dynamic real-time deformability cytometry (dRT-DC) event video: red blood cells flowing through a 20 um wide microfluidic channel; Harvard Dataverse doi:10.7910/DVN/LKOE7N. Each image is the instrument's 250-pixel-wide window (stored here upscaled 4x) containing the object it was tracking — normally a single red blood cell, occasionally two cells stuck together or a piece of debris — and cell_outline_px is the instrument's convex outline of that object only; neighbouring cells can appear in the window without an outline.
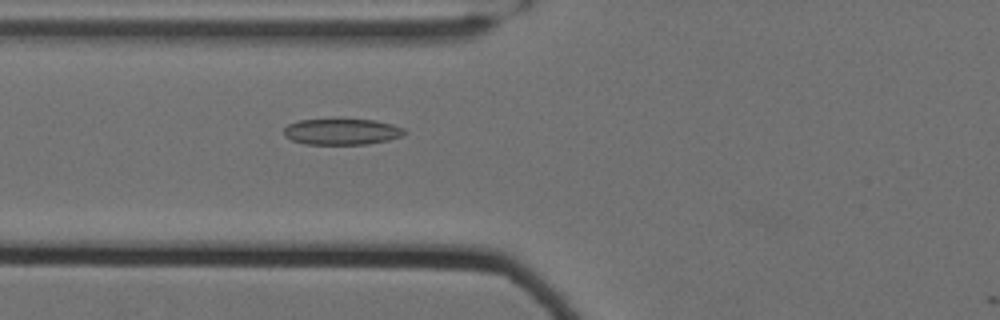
{"species": "Egyptian fruit bat (a non-hibernating species)", "species_latin": "Rousettus aegyptiacus", "temperature_condition": "cold", "stored_images_in_passage": 18, "camera_frame_rate_fps": 3000, "um_per_image_px": 0.085, "animal": {"sex": "female"}, "frame": {"image": 1, "passage_image": 17, "time_ms": 5.333, "image_size_px": [1000, 320], "cell_outline_px": [[408, 132], [404, 136], [388, 140], [368, 144], [304, 144], [292, 140], [284, 136], [284, 128], [288, 124], [300, 120], [336, 116], [376, 120], [392, 124], [404, 128]], "centroid_in_image_um": [29.07, 11.14], "position_along_channel_um": 96.7, "area_um2": 19.42}}